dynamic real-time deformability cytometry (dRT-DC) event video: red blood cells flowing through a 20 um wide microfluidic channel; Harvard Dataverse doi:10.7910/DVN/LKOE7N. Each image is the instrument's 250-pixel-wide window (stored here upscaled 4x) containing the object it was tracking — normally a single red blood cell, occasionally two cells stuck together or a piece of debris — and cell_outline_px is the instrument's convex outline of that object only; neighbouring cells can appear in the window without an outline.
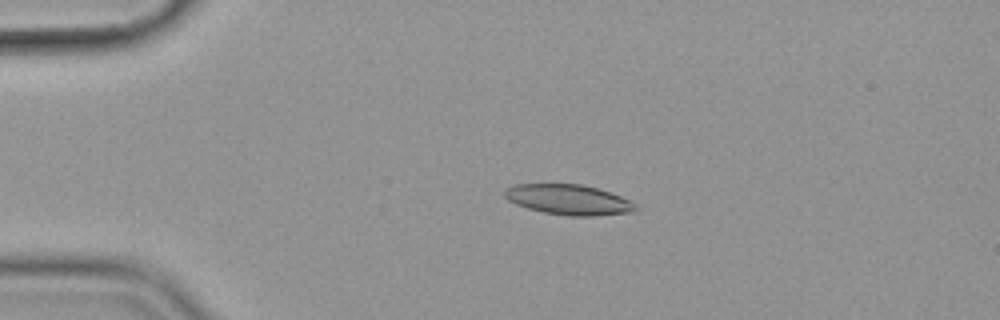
{"species": "common noctule bat (a hibernating species)", "species_latin": "Nyctalus noctula", "temperature_condition": "cold", "stored_images_in_passage": 56, "camera_frame_rate_fps": 3000, "um_per_image_px": 0.085, "animal": {"sex": "female", "body_mass_g": 19.9}, "frame": {"image": 1, "passage_image": 12, "time_ms": 3.667, "image_size_px": [1000, 320], "cell_outline_px": [[640, 212], [596, 216], [568, 216], [544, 212], [528, 208], [516, 204], [508, 200], [504, 196], [504, 188], [516, 184], [580, 184], [596, 188], [632, 200], [640, 208]], "centroid_in_image_um": [48.4, 16.99], "position_along_channel_um": 36.6, "area_um2": 23.41}}
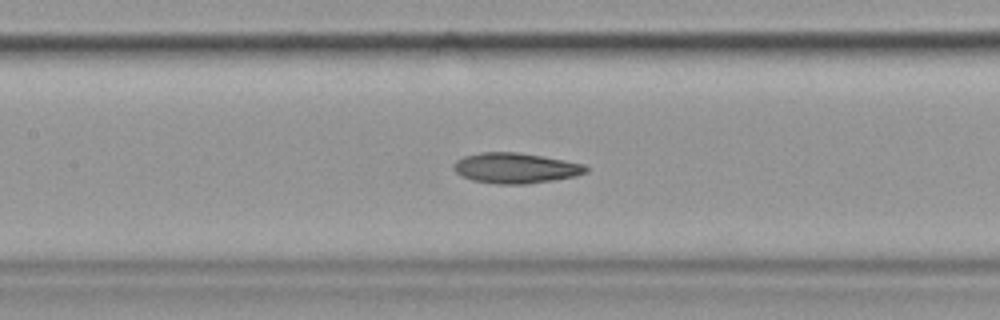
{"frame": {"image": 2, "passage_image": 26, "time_ms": 8.333, "image_size_px": [1000, 320], "cell_outline_px": [[588, 172], [576, 176], [528, 184], [496, 184], [472, 180], [460, 176], [452, 168], [452, 164], [456, 160], [464, 156], [480, 152], [520, 152], [564, 160], [584, 164], [588, 168]], "centroid_in_image_um": [43.79, 14.28], "position_along_channel_um": 163.6, "area_um2": 23.64}}
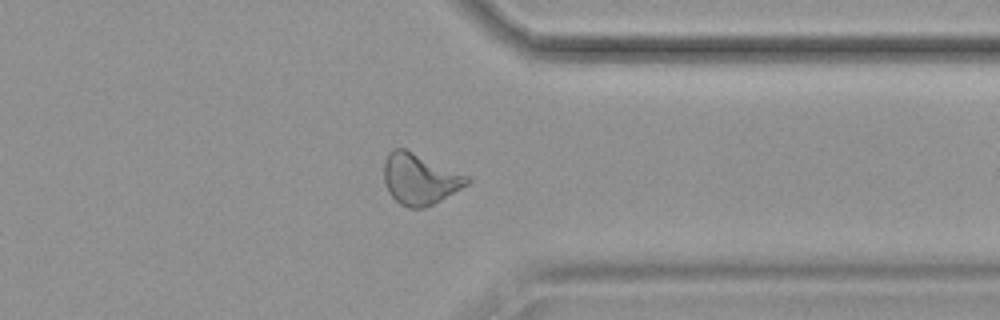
{"frame": {"image": 3, "passage_image": 44, "time_ms": 14.333, "image_size_px": [1000, 320], "cell_outline_px": [[472, 180], [468, 184], [440, 200], [424, 208], [408, 208], [400, 204], [388, 192], [384, 180], [384, 160], [388, 152], [392, 148], [404, 148], [468, 176]], "centroid_in_image_um": [35.65, 15.21], "position_along_channel_um": 375.8, "area_um2": 24.45}, "authors_computed_cell_mechanics": {"area_um2": 23.5824, "velocity_mm_per_s": 3.5835, "shape_relaxation_time_tau1_ms": 8.4102, "shape_relaxation_time_tau2_ms": 4.2453, "deformation_change_tau1": 0.1968, "deformation_change_tau2": 0.1015}}